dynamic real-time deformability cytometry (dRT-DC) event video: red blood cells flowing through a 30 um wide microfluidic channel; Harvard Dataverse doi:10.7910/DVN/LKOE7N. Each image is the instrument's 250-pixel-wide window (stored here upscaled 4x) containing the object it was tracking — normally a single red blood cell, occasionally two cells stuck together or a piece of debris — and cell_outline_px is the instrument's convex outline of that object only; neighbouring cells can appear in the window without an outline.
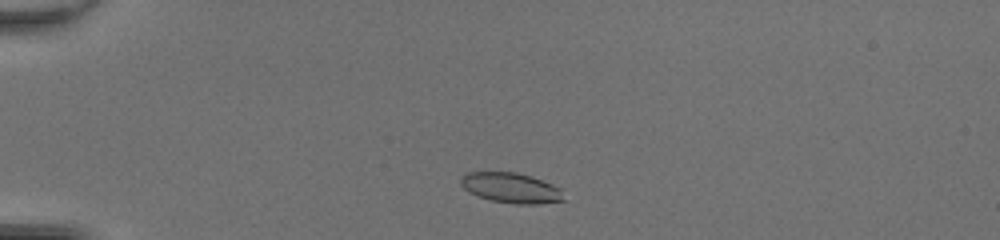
{"species": "common noctule bat (a hibernating species)", "species_latin": "Nyctalus noctula", "temperature_condition": "room temperature", "stored_images_in_passage": 40, "camera_frame_rate_fps": 3000, "um_per_image_px": 0.085, "animal": {"sex": "female", "body_mass_g": 20.0, "forearm_length_mm": 54.0}, "frame": {"image": 1, "passage_image": 4, "time_ms": 1.0, "image_size_px": [1000, 240], "cell_outline_px": [[564, 200], [540, 204], [516, 204], [492, 200], [468, 192], [460, 184], [460, 176], [464, 172], [516, 172], [552, 184], [560, 188]], "centroid_in_image_um": [43.39, 15.96], "position_along_channel_um": 41.6, "area_um2": 17.98}}
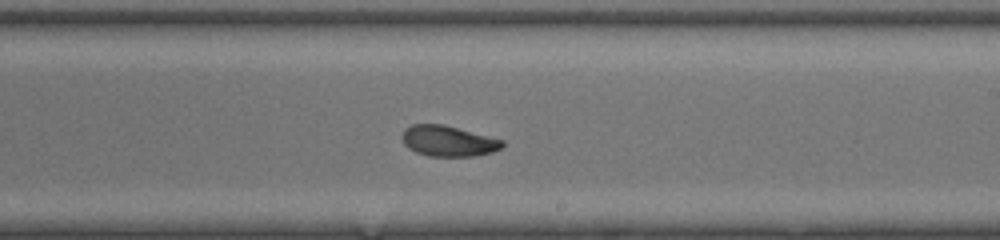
{"frame": {"image": 2, "passage_image": 22, "time_ms": 7.0, "image_size_px": [1000, 240], "cell_outline_px": [[504, 144], [500, 148], [492, 152], [476, 156], [428, 156], [416, 152], [408, 148], [404, 144], [400, 136], [404, 128], [412, 124], [444, 124], [504, 140]], "centroid_in_image_um": [38.06, 11.98], "position_along_channel_um": 250.9, "area_um2": 18.09}}
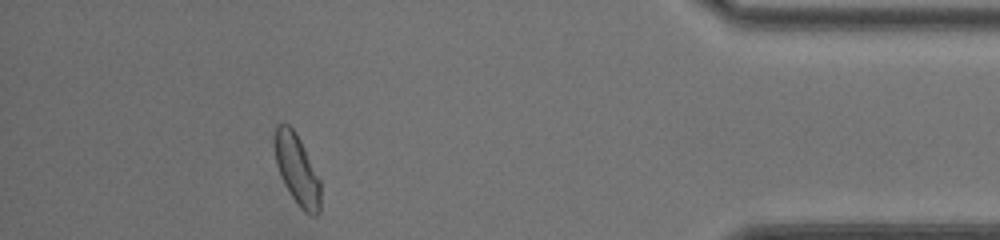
{"frame": {"image": 3, "passage_image": 36, "time_ms": 11.667, "image_size_px": [1000, 240], "cell_outline_px": [[320, 212], [316, 216], [312, 216], [304, 212], [300, 208], [284, 184], [280, 176], [276, 164], [272, 144], [272, 136], [276, 124], [288, 124], [296, 132], [320, 180]], "centroid_in_image_um": [25.2, 14.39], "position_along_channel_um": 410.0, "area_um2": 19.13}, "authors_computed_cell_mechanics": {"area_um2": 18.6694, "velocity_mm_per_s": 4.3006, "shape_relaxation_time_tau1_ms": 4.3548, "shape_relaxation_time_tau2_ms": 3.0382, "deformation_change_tau1": 0.139, "deformation_change_tau2": 0.0837}}